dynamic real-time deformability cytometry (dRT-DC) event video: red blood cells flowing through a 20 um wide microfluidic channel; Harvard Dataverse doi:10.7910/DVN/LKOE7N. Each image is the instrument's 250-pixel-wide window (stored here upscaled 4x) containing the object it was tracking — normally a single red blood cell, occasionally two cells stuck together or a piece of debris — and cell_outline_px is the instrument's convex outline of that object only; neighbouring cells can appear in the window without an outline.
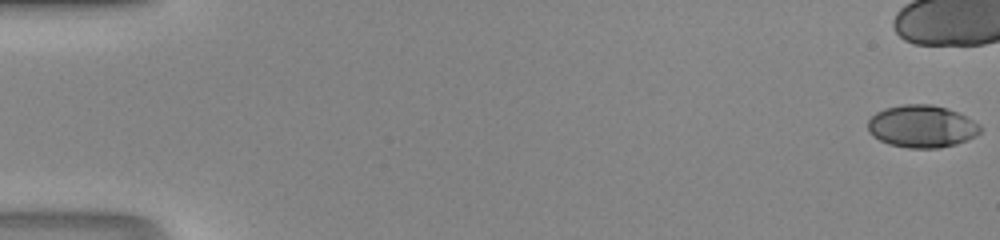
{"species": "human", "species_latin": "Homo sapiens", "temperature_condition": "room temperature", "stored_images_in_passage": 39, "camera_frame_rate_fps": 3000, "um_per_image_px": 0.085, "donor": {"sex": "male"}, "frame": {"image": 1, "passage_image": 1, "time_ms": 0.0, "image_size_px": [1000, 240], "cell_outline_px": [[980, 132], [976, 136], [968, 140], [956, 144], [940, 148], [908, 148], [888, 144], [872, 136], [868, 132], [868, 120], [876, 112], [884, 108], [900, 104], [932, 104], [956, 112], [972, 120], [980, 128]], "centroid_in_image_um": [78.3, 10.75], "position_along_channel_um": 6.7, "area_um2": 27.74}}